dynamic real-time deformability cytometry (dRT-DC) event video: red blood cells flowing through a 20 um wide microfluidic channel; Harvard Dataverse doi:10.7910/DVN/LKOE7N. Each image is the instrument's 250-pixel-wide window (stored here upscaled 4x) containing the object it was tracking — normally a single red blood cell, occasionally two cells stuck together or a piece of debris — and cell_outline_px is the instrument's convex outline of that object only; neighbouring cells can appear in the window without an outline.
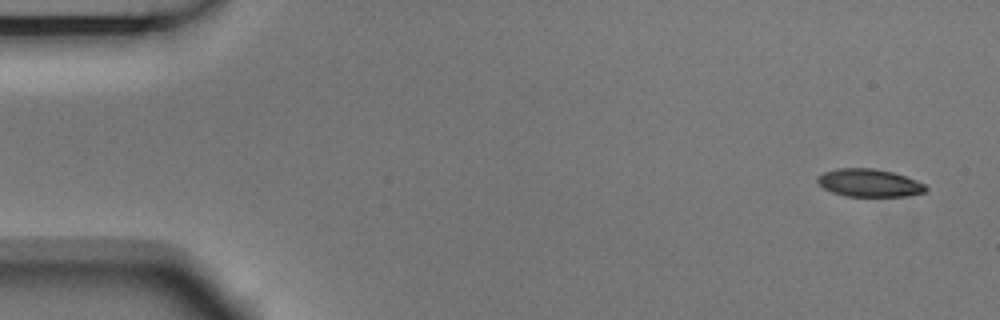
{"species": "Egyptian fruit bat (a non-hibernating species)", "species_latin": "Rousettus aegyptiacus", "temperature_condition": "room temperature", "stored_images_in_passage": 9, "camera_frame_rate_fps": 3000, "um_per_image_px": 0.085, "animal": {"sex": "male"}, "frame": {"image": 1, "passage_image": 1, "time_ms": 0.0, "image_size_px": [1000, 320], "cell_outline_px": [[928, 188], [924, 192], [908, 196], [844, 196], [832, 192], [824, 188], [816, 180], [816, 176], [824, 172], [836, 168], [872, 168], [892, 172], [916, 180], [924, 184]], "centroid_in_image_um": [73.86, 15.54], "position_along_channel_um": 11.1, "area_um2": 17.51}}
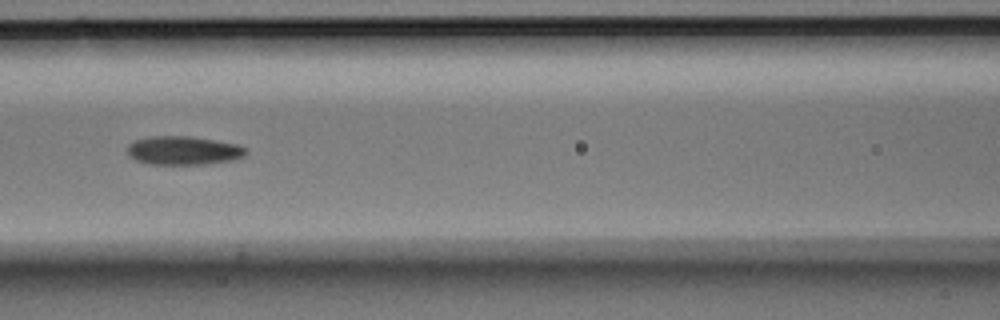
{"frame": {"image": 2, "passage_image": 7, "time_ms": 2.0, "image_size_px": [1000, 320], "cell_outline_px": [[248, 152], [244, 156], [228, 160], [204, 164], [148, 164], [136, 160], [128, 156], [128, 144], [136, 140], [152, 136], [188, 136], [236, 144], [244, 148]], "centroid_in_image_um": [15.54, 12.79], "position_along_channel_um": 151.1, "area_um2": 19.48}}
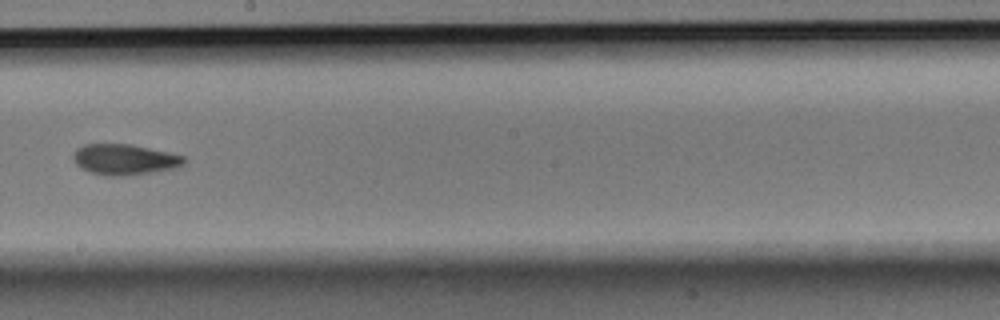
{"frame": {"image": 3, "passage_image": 9, "time_ms": 2.667, "image_size_px": [1000, 320], "cell_outline_px": [[184, 164], [172, 168], [124, 176], [108, 176], [92, 172], [76, 164], [72, 156], [76, 148], [84, 144], [132, 144], [168, 152], [184, 156]], "centroid_in_image_um": [10.55, 13.54], "position_along_channel_um": 237.6, "area_um2": 19.48}}